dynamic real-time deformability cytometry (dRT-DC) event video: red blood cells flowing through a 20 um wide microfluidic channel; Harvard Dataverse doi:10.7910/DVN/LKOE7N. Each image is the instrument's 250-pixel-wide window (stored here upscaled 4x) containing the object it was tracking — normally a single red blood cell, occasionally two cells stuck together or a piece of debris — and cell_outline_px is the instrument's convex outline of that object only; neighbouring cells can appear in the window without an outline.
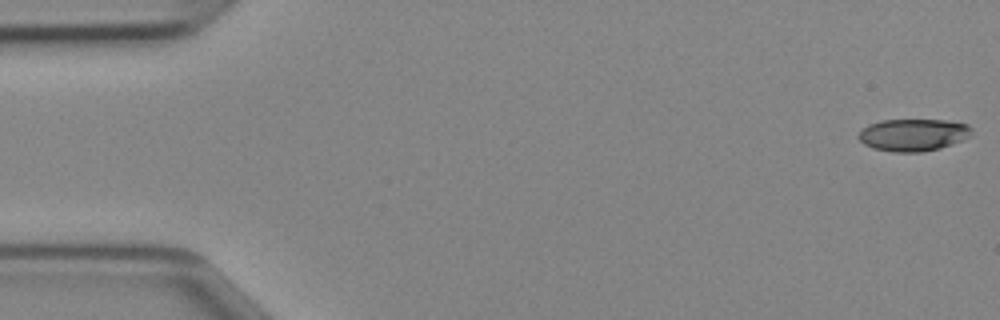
{"species": "Egyptian fruit bat (a non-hibernating species)", "species_latin": "Rousettus aegyptiacus", "temperature_condition": "cold", "stored_images_in_passage": 46, "camera_frame_rate_fps": 3000, "um_per_image_px": 0.085, "animal": {"sex": "female"}, "frame": {"image": 1, "passage_image": 1, "time_ms": 0.0, "image_size_px": [1000, 320], "cell_outline_px": [[972, 136], [952, 144], [940, 148], [920, 152], [892, 152], [872, 148], [864, 144], [856, 136], [868, 124], [880, 120], [944, 120], [968, 124], [972, 128]], "centroid_in_image_um": [77.63, 11.46], "position_along_channel_um": 7.4, "area_um2": 21.39}}
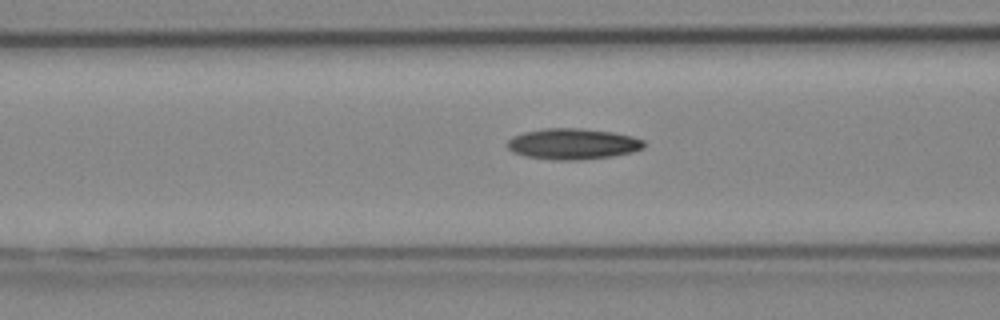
{"frame": {"image": 2, "passage_image": 18, "time_ms": 5.667, "image_size_px": [1000, 320], "cell_outline_px": [[644, 148], [632, 152], [612, 156], [576, 160], [552, 160], [528, 156], [512, 152], [504, 144], [512, 136], [524, 132], [544, 128], [580, 128], [612, 132], [632, 136], [644, 140]], "centroid_in_image_um": [48.66, 12.23], "position_along_channel_um": 117.9, "area_um2": 24.68}}
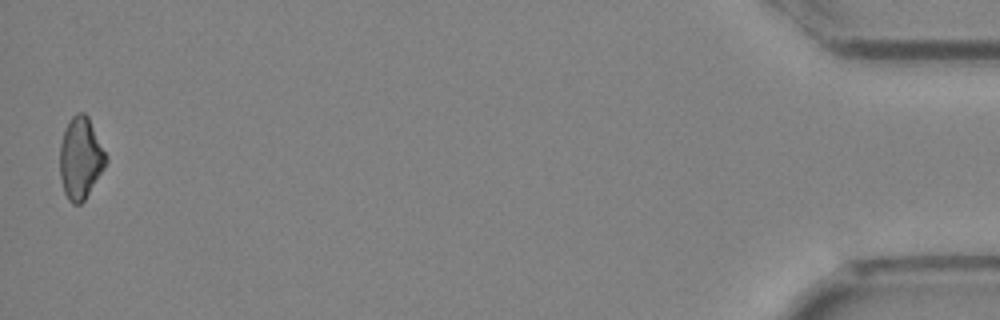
{"frame": {"image": 3, "passage_image": 46, "time_ms": 15.0, "image_size_px": [1000, 320], "cell_outline_px": [[108, 160], [104, 168], [84, 200], [80, 204], [72, 204], [68, 200], [64, 192], [60, 176], [60, 144], [64, 132], [72, 116], [76, 112], [84, 112], [88, 116], [108, 156]], "centroid_in_image_um": [6.86, 13.44], "position_along_channel_um": 428.3, "area_um2": 21.91}}